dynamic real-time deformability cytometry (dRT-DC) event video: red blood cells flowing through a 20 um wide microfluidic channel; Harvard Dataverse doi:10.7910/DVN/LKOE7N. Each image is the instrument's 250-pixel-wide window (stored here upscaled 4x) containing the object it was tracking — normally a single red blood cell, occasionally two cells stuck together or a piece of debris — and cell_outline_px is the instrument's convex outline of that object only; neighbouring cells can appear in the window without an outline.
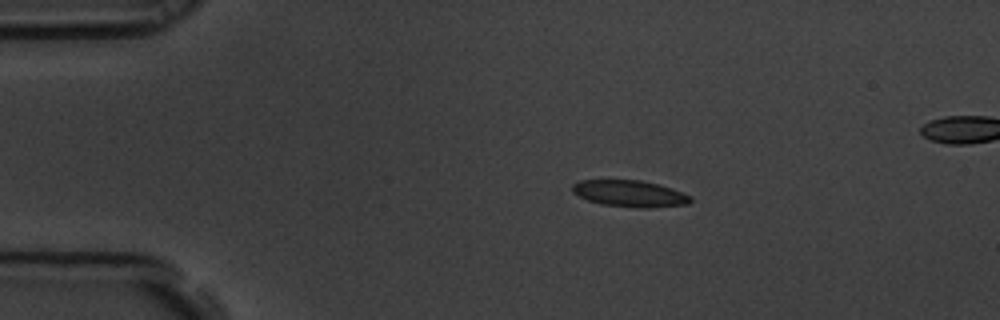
{"species": "common noctule bat (a hibernating species)", "species_latin": "Nyctalus noctula", "temperature_condition": "room temperature", "stored_images_in_passage": 6, "camera_frame_rate_fps": 3000, "um_per_image_px": 0.085, "animal": {"sex": "male", "body_mass_g": 19.5, "forearm_length_mm": 54.6}, "frame": {"image": 1, "passage_image": 1, "time_ms": 0.0, "image_size_px": [1000, 320], "cell_outline_px": [[692, 200], [688, 204], [652, 208], [636, 208], [600, 204], [588, 200], [572, 192], [572, 184], [580, 180], [640, 180], [672, 188], [692, 196]], "centroid_in_image_um": [53.54, 16.46], "position_along_channel_um": 31.5, "area_um2": 18.38}}
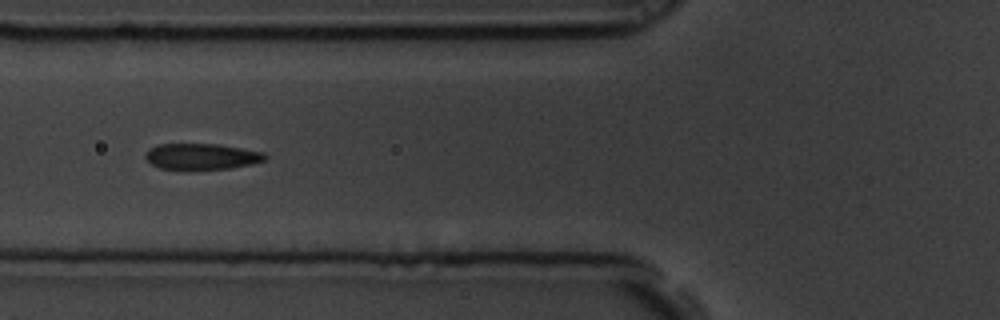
{"frame": {"image": 2, "passage_image": 4, "time_ms": 1.0, "image_size_px": [1000, 320], "cell_outline_px": [[268, 156], [264, 160], [252, 164], [228, 168], [188, 172], [184, 172], [160, 168], [152, 164], [144, 156], [144, 152], [148, 148], [160, 144], [216, 144], [264, 152]], "centroid_in_image_um": [17.07, 13.34], "position_along_channel_um": 108.7, "area_um2": 18.79}}
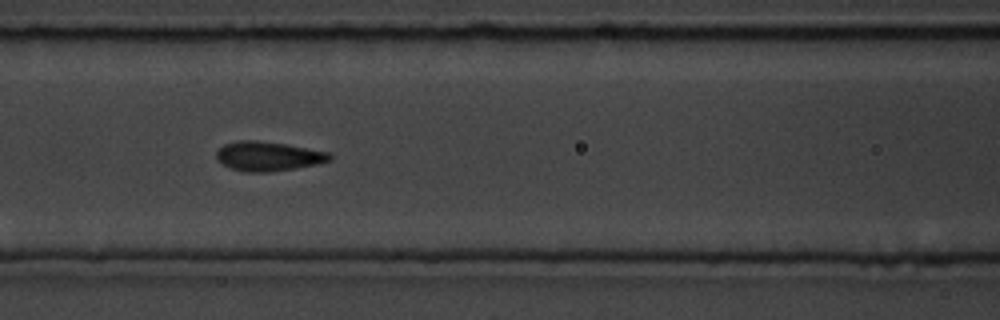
{"frame": {"image": 3, "passage_image": 5, "time_ms": 1.333, "image_size_px": [1000, 320], "cell_outline_px": [[332, 160], [316, 164], [296, 168], [268, 172], [244, 172], [232, 168], [224, 164], [216, 156], [216, 152], [224, 144], [240, 140], [256, 140], [284, 144], [328, 152], [332, 156]], "centroid_in_image_um": [22.8, 13.28], "position_along_channel_um": 143.8, "area_um2": 19.13}}